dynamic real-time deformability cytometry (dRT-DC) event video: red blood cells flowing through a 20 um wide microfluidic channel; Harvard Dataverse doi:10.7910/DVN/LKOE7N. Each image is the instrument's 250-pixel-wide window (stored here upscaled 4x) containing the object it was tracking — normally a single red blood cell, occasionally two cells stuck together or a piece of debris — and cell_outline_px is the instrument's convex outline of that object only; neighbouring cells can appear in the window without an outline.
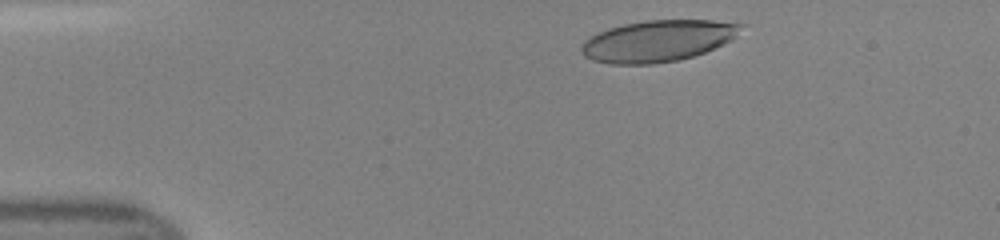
{"species": "human", "species_latin": "Homo sapiens", "temperature_condition": "room temperature", "stored_images_in_passage": 41, "camera_frame_rate_fps": 3000, "um_per_image_px": 0.085, "donor": {"sex": "female"}, "frame": {"image": 1, "passage_image": 3, "time_ms": 0.667, "image_size_px": [1000, 240], "cell_outline_px": [[744, 24], [736, 36], [732, 40], [724, 44], [704, 52], [692, 56], [676, 60], [652, 64], [608, 64], [592, 60], [584, 56], [580, 52], [580, 48], [584, 40], [608, 28], [624, 24], [644, 20], [712, 20]], "centroid_in_image_um": [55.89, 3.48], "position_along_channel_um": 29.1, "area_um2": 38.49}}
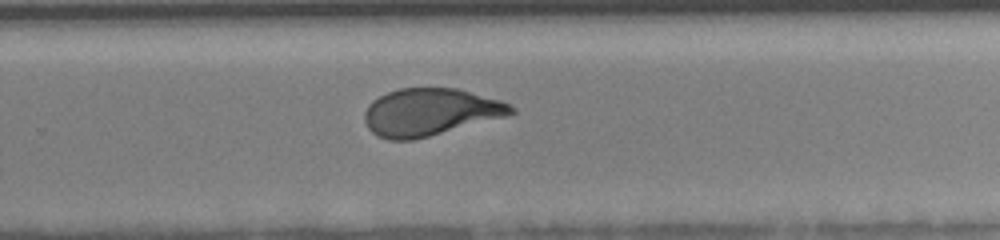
{"frame": {"image": 2, "passage_image": 26, "time_ms": 8.333, "image_size_px": [1000, 240], "cell_outline_px": [[516, 112], [508, 116], [412, 140], [388, 140], [376, 136], [368, 128], [364, 120], [364, 112], [368, 104], [372, 100], [388, 92], [400, 88], [456, 88], [500, 100], [516, 108]], "centroid_in_image_um": [36.54, 9.53], "position_along_channel_um": 293.3, "area_um2": 40.34}}
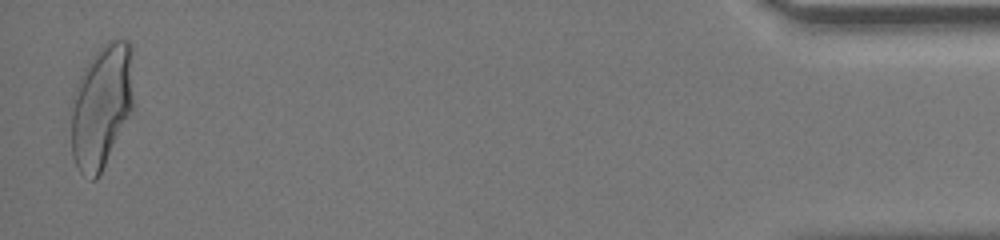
{"frame": {"image": 3, "passage_image": 41, "time_ms": 13.333, "image_size_px": [1000, 240], "cell_outline_px": [[132, 108], [100, 176], [96, 180], [92, 180], [80, 172], [72, 156], [72, 96], [80, 76], [84, 68], [92, 56], [108, 40], [128, 40], [132, 44]], "centroid_in_image_um": [8.62, 9.02], "position_along_channel_um": 426.6, "area_um2": 44.74}}